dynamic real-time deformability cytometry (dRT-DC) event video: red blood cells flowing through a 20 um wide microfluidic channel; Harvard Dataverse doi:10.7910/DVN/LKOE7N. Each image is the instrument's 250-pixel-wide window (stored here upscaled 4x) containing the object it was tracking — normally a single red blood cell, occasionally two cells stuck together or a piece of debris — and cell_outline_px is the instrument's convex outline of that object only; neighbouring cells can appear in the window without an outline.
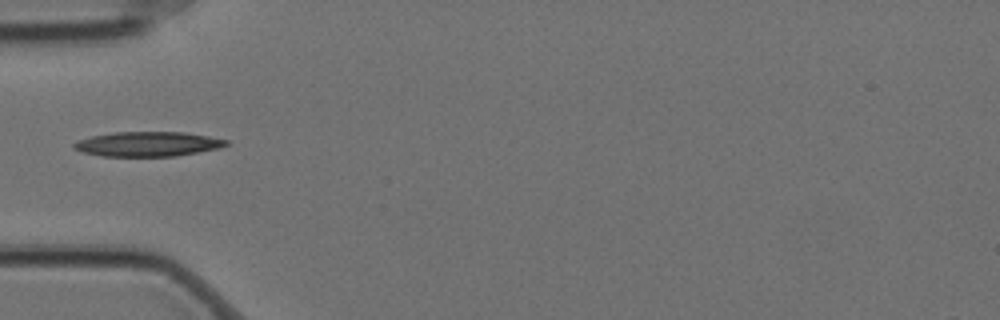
{"species": "Egyptian fruit bat (a non-hibernating species)", "species_latin": "Rousettus aegyptiacus", "temperature_condition": "cold", "stored_images_in_passage": 7, "camera_frame_rate_fps": 3000, "um_per_image_px": 0.085, "animal": {"sex": "female"}, "frame": {"image": 1, "passage_image": 4, "time_ms": 1.0, "image_size_px": [1000, 320], "cell_outline_px": [[228, 144], [220, 148], [176, 156], [100, 156], [80, 152], [72, 148], [72, 144], [76, 140], [92, 136], [116, 132], [184, 132], [208, 136], [228, 140]], "centroid_in_image_um": [12.52, 12.24], "position_along_channel_um": 72.5, "area_um2": 22.02}}
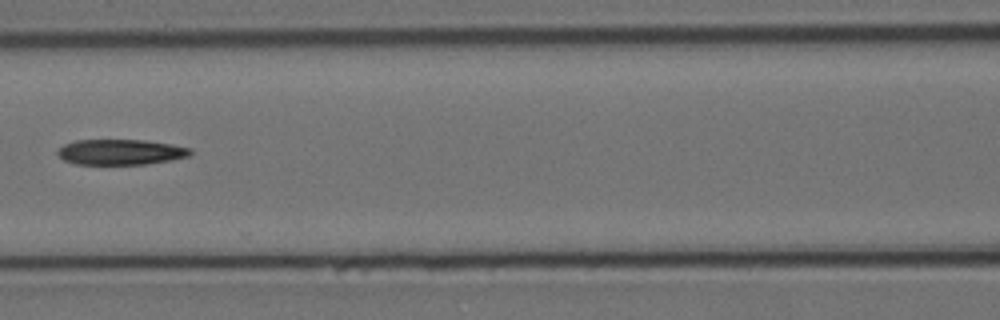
{"frame": {"image": 2, "passage_image": 6, "time_ms": 1.667, "image_size_px": [1000, 320], "cell_outline_px": [[192, 152], [188, 156], [172, 160], [144, 164], [76, 164], [64, 160], [56, 152], [64, 144], [76, 140], [144, 140], [172, 144], [192, 148]], "centroid_in_image_um": [10.27, 12.92], "position_along_channel_um": 156.3, "area_um2": 19.65}}
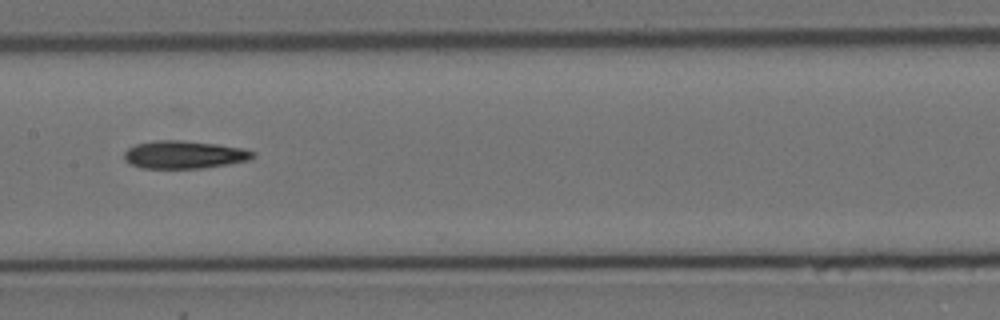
{"frame": {"image": 3, "passage_image": 7, "time_ms": 2.0, "image_size_px": [1000, 320], "cell_outline_px": [[256, 156], [248, 160], [228, 164], [204, 168], [140, 168], [124, 160], [124, 152], [128, 148], [136, 144], [156, 140], [180, 140], [216, 144], [244, 148], [256, 152]], "centroid_in_image_um": [15.67, 13.14], "position_along_channel_um": 191.7, "area_um2": 20.92}}